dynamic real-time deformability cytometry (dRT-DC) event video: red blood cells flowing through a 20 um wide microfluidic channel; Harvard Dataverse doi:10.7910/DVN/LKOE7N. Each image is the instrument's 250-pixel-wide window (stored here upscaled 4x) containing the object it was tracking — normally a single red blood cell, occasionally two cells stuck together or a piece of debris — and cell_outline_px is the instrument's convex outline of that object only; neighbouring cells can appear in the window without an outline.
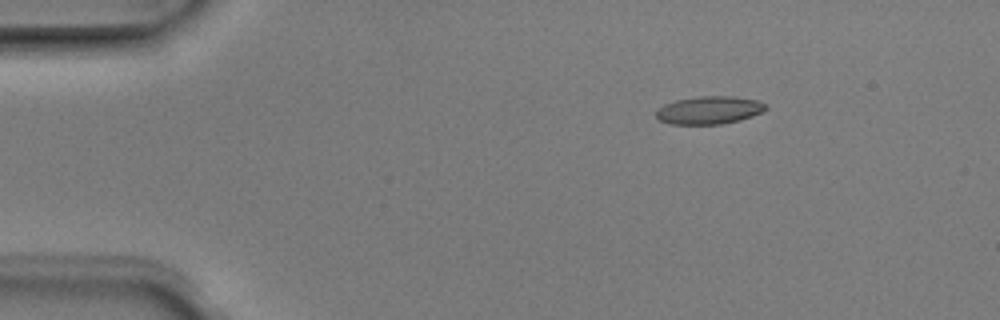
{"species": "Egyptian fruit bat (a non-hibernating species)", "species_latin": "Rousettus aegyptiacus", "temperature_condition": "room temperature", "stored_images_in_passage": 3, "camera_frame_rate_fps": 3000, "um_per_image_px": 0.085, "animal": {"sex": "male"}, "frame": {"image": 1, "passage_image": 2, "time_ms": 0.333, "image_size_px": [1000, 320], "cell_outline_px": [[768, 108], [752, 116], [720, 124], [672, 124], [660, 120], [656, 116], [656, 112], [664, 104], [676, 100], [700, 96], [732, 96], [756, 100], [764, 104]], "centroid_in_image_um": [60.26, 9.35], "position_along_channel_um": 24.7, "area_um2": 17.46}}